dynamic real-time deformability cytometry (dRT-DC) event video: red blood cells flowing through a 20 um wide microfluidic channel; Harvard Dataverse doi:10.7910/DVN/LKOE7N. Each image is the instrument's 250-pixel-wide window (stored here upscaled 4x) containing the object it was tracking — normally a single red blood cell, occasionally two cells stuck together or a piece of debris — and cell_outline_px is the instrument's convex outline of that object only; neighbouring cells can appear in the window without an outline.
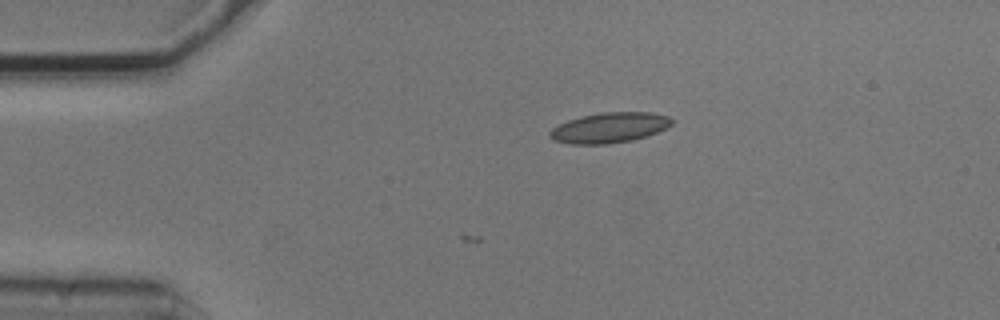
{"species": "common noctule bat (a hibernating species)", "species_latin": "Nyctalus noctula", "temperature_condition": "cold", "stored_images_in_passage": 3, "camera_frame_rate_fps": 3000, "um_per_image_px": 0.085, "animal": {"sex": "male", "body_mass_g": 20.5, "forearm_length_mm": 52.5}, "frame": {"image": 1, "passage_image": 3, "time_ms": 0.667, "image_size_px": [1000, 320], "cell_outline_px": [[676, 120], [672, 124], [656, 132], [632, 140], [608, 144], [568, 144], [552, 140], [548, 136], [548, 132], [552, 128], [568, 120], [580, 116], [600, 112], [652, 112], [668, 116]], "centroid_in_image_um": [51.77, 10.85], "position_along_channel_um": 33.2, "area_um2": 21.68}}